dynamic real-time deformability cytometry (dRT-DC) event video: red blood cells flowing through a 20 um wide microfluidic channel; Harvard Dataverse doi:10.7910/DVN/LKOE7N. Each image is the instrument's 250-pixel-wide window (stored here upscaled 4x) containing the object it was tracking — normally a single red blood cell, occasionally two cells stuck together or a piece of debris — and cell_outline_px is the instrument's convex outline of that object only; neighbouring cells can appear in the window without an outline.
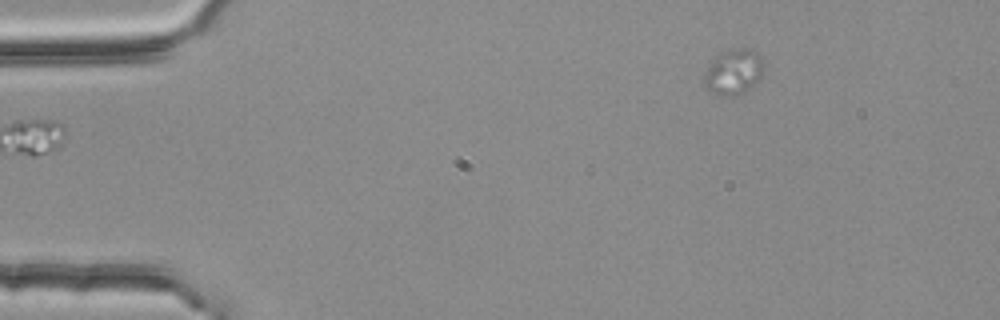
{"species": "common noctule bat (a hibernating species)", "species_latin": "Nyctalus noctula", "temperature_condition": "room temperature", "stored_images_in_passage": 2, "segment_of_instrument_passage": [2, 2], "camera_frame_rate_fps": 3000, "um_per_image_px": 0.085, "animal": {"sex": "female", "body_mass_g": 25.1}, "frame": {"image": 1, "passage_image": 2, "time_ms": 0.333, "image_size_px": [1000, 320], "cell_outline_px": [[764, 64], [760, 76], [744, 92], [736, 96], [720, 96], [708, 88], [704, 84], [704, 72], [708, 64], [716, 56], [732, 48], [748, 48], [756, 52], [764, 60]], "centroid_in_image_um": [62.33, 6.09], "position_along_channel_um": 22.7, "area_um2": 15.61}}